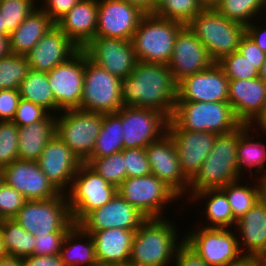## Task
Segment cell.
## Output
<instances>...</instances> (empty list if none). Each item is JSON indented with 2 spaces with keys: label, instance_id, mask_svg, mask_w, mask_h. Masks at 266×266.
Instances as JSON below:
<instances>
[{
  "label": "cell",
  "instance_id": "cell-1",
  "mask_svg": "<svg viewBox=\"0 0 266 266\" xmlns=\"http://www.w3.org/2000/svg\"><path fill=\"white\" fill-rule=\"evenodd\" d=\"M121 99L123 106L154 109L170 120L177 101V83L169 66L138 61L121 81Z\"/></svg>",
  "mask_w": 266,
  "mask_h": 266
},
{
  "label": "cell",
  "instance_id": "cell-2",
  "mask_svg": "<svg viewBox=\"0 0 266 266\" xmlns=\"http://www.w3.org/2000/svg\"><path fill=\"white\" fill-rule=\"evenodd\" d=\"M176 228L169 218H148L134 234L128 266H169L184 243Z\"/></svg>",
  "mask_w": 266,
  "mask_h": 266
},
{
  "label": "cell",
  "instance_id": "cell-3",
  "mask_svg": "<svg viewBox=\"0 0 266 266\" xmlns=\"http://www.w3.org/2000/svg\"><path fill=\"white\" fill-rule=\"evenodd\" d=\"M238 128L217 135L213 149L190 180L188 200L206 189H217L241 179L237 165Z\"/></svg>",
  "mask_w": 266,
  "mask_h": 266
},
{
  "label": "cell",
  "instance_id": "cell-4",
  "mask_svg": "<svg viewBox=\"0 0 266 266\" xmlns=\"http://www.w3.org/2000/svg\"><path fill=\"white\" fill-rule=\"evenodd\" d=\"M185 25L146 13L131 42L138 61L168 65L177 34Z\"/></svg>",
  "mask_w": 266,
  "mask_h": 266
},
{
  "label": "cell",
  "instance_id": "cell-5",
  "mask_svg": "<svg viewBox=\"0 0 266 266\" xmlns=\"http://www.w3.org/2000/svg\"><path fill=\"white\" fill-rule=\"evenodd\" d=\"M186 26L215 62L238 51L240 39L245 34L244 25L228 20L216 8H203Z\"/></svg>",
  "mask_w": 266,
  "mask_h": 266
},
{
  "label": "cell",
  "instance_id": "cell-6",
  "mask_svg": "<svg viewBox=\"0 0 266 266\" xmlns=\"http://www.w3.org/2000/svg\"><path fill=\"white\" fill-rule=\"evenodd\" d=\"M178 128L216 135L242 125L229 102H176L170 119Z\"/></svg>",
  "mask_w": 266,
  "mask_h": 266
},
{
  "label": "cell",
  "instance_id": "cell-7",
  "mask_svg": "<svg viewBox=\"0 0 266 266\" xmlns=\"http://www.w3.org/2000/svg\"><path fill=\"white\" fill-rule=\"evenodd\" d=\"M13 219L34 236L67 233L75 225L65 193L45 200H27Z\"/></svg>",
  "mask_w": 266,
  "mask_h": 266
},
{
  "label": "cell",
  "instance_id": "cell-8",
  "mask_svg": "<svg viewBox=\"0 0 266 266\" xmlns=\"http://www.w3.org/2000/svg\"><path fill=\"white\" fill-rule=\"evenodd\" d=\"M59 114L56 115L57 136L84 163L92 155L104 113L77 108Z\"/></svg>",
  "mask_w": 266,
  "mask_h": 266
},
{
  "label": "cell",
  "instance_id": "cell-9",
  "mask_svg": "<svg viewBox=\"0 0 266 266\" xmlns=\"http://www.w3.org/2000/svg\"><path fill=\"white\" fill-rule=\"evenodd\" d=\"M65 194L71 219L78 225L91 211L110 202L117 194V188L82 163Z\"/></svg>",
  "mask_w": 266,
  "mask_h": 266
},
{
  "label": "cell",
  "instance_id": "cell-10",
  "mask_svg": "<svg viewBox=\"0 0 266 266\" xmlns=\"http://www.w3.org/2000/svg\"><path fill=\"white\" fill-rule=\"evenodd\" d=\"M117 193L147 218H163L165 206L181 198L153 174L126 178ZM164 211V212H162Z\"/></svg>",
  "mask_w": 266,
  "mask_h": 266
},
{
  "label": "cell",
  "instance_id": "cell-11",
  "mask_svg": "<svg viewBox=\"0 0 266 266\" xmlns=\"http://www.w3.org/2000/svg\"><path fill=\"white\" fill-rule=\"evenodd\" d=\"M121 81L92 62L85 53L83 93L79 109L115 113L121 107Z\"/></svg>",
  "mask_w": 266,
  "mask_h": 266
},
{
  "label": "cell",
  "instance_id": "cell-12",
  "mask_svg": "<svg viewBox=\"0 0 266 266\" xmlns=\"http://www.w3.org/2000/svg\"><path fill=\"white\" fill-rule=\"evenodd\" d=\"M193 228L184 235V242L209 266H225L243 257L235 229Z\"/></svg>",
  "mask_w": 266,
  "mask_h": 266
},
{
  "label": "cell",
  "instance_id": "cell-13",
  "mask_svg": "<svg viewBox=\"0 0 266 266\" xmlns=\"http://www.w3.org/2000/svg\"><path fill=\"white\" fill-rule=\"evenodd\" d=\"M168 118L161 112L133 106L121 107L124 149L146 148L167 133Z\"/></svg>",
  "mask_w": 266,
  "mask_h": 266
},
{
  "label": "cell",
  "instance_id": "cell-14",
  "mask_svg": "<svg viewBox=\"0 0 266 266\" xmlns=\"http://www.w3.org/2000/svg\"><path fill=\"white\" fill-rule=\"evenodd\" d=\"M85 74V52L80 49L68 61L47 73L57 112L77 109L80 106Z\"/></svg>",
  "mask_w": 266,
  "mask_h": 266
},
{
  "label": "cell",
  "instance_id": "cell-15",
  "mask_svg": "<svg viewBox=\"0 0 266 266\" xmlns=\"http://www.w3.org/2000/svg\"><path fill=\"white\" fill-rule=\"evenodd\" d=\"M82 50L92 62L120 79L129 76L138 63L131 40L95 36Z\"/></svg>",
  "mask_w": 266,
  "mask_h": 266
},
{
  "label": "cell",
  "instance_id": "cell-16",
  "mask_svg": "<svg viewBox=\"0 0 266 266\" xmlns=\"http://www.w3.org/2000/svg\"><path fill=\"white\" fill-rule=\"evenodd\" d=\"M145 149L152 174L164 182L180 198L185 197L188 193L190 180L181 169L172 137L166 133Z\"/></svg>",
  "mask_w": 266,
  "mask_h": 266
},
{
  "label": "cell",
  "instance_id": "cell-17",
  "mask_svg": "<svg viewBox=\"0 0 266 266\" xmlns=\"http://www.w3.org/2000/svg\"><path fill=\"white\" fill-rule=\"evenodd\" d=\"M229 80L221 67L210 68L185 77L177 84L176 102H228Z\"/></svg>",
  "mask_w": 266,
  "mask_h": 266
},
{
  "label": "cell",
  "instance_id": "cell-18",
  "mask_svg": "<svg viewBox=\"0 0 266 266\" xmlns=\"http://www.w3.org/2000/svg\"><path fill=\"white\" fill-rule=\"evenodd\" d=\"M146 13L124 0H98L95 36L131 40Z\"/></svg>",
  "mask_w": 266,
  "mask_h": 266
},
{
  "label": "cell",
  "instance_id": "cell-19",
  "mask_svg": "<svg viewBox=\"0 0 266 266\" xmlns=\"http://www.w3.org/2000/svg\"><path fill=\"white\" fill-rule=\"evenodd\" d=\"M216 63L206 47L185 25L177 34L168 66L178 84L185 77L210 68Z\"/></svg>",
  "mask_w": 266,
  "mask_h": 266
},
{
  "label": "cell",
  "instance_id": "cell-20",
  "mask_svg": "<svg viewBox=\"0 0 266 266\" xmlns=\"http://www.w3.org/2000/svg\"><path fill=\"white\" fill-rule=\"evenodd\" d=\"M167 133L175 143L184 175L191 180L213 149L217 135L204 131L180 129L171 120H168Z\"/></svg>",
  "mask_w": 266,
  "mask_h": 266
},
{
  "label": "cell",
  "instance_id": "cell-21",
  "mask_svg": "<svg viewBox=\"0 0 266 266\" xmlns=\"http://www.w3.org/2000/svg\"><path fill=\"white\" fill-rule=\"evenodd\" d=\"M37 163L44 175L60 193L68 191L72 179L82 164L57 134L47 142Z\"/></svg>",
  "mask_w": 266,
  "mask_h": 266
},
{
  "label": "cell",
  "instance_id": "cell-22",
  "mask_svg": "<svg viewBox=\"0 0 266 266\" xmlns=\"http://www.w3.org/2000/svg\"><path fill=\"white\" fill-rule=\"evenodd\" d=\"M148 218L118 193L104 206L91 211L78 225L84 231L121 228L136 231Z\"/></svg>",
  "mask_w": 266,
  "mask_h": 266
},
{
  "label": "cell",
  "instance_id": "cell-23",
  "mask_svg": "<svg viewBox=\"0 0 266 266\" xmlns=\"http://www.w3.org/2000/svg\"><path fill=\"white\" fill-rule=\"evenodd\" d=\"M2 170L4 182L27 200H45L60 194L41 171L37 161L18 159Z\"/></svg>",
  "mask_w": 266,
  "mask_h": 266
},
{
  "label": "cell",
  "instance_id": "cell-24",
  "mask_svg": "<svg viewBox=\"0 0 266 266\" xmlns=\"http://www.w3.org/2000/svg\"><path fill=\"white\" fill-rule=\"evenodd\" d=\"M79 50L80 48L54 25L26 54V58L31 70L48 73L57 65L68 61Z\"/></svg>",
  "mask_w": 266,
  "mask_h": 266
},
{
  "label": "cell",
  "instance_id": "cell-25",
  "mask_svg": "<svg viewBox=\"0 0 266 266\" xmlns=\"http://www.w3.org/2000/svg\"><path fill=\"white\" fill-rule=\"evenodd\" d=\"M228 102L242 124H250L266 105V84L259 78L229 80Z\"/></svg>",
  "mask_w": 266,
  "mask_h": 266
},
{
  "label": "cell",
  "instance_id": "cell-26",
  "mask_svg": "<svg viewBox=\"0 0 266 266\" xmlns=\"http://www.w3.org/2000/svg\"><path fill=\"white\" fill-rule=\"evenodd\" d=\"M85 232L93 238L99 266H128L136 231L111 228Z\"/></svg>",
  "mask_w": 266,
  "mask_h": 266
},
{
  "label": "cell",
  "instance_id": "cell-27",
  "mask_svg": "<svg viewBox=\"0 0 266 266\" xmlns=\"http://www.w3.org/2000/svg\"><path fill=\"white\" fill-rule=\"evenodd\" d=\"M98 0H80L55 25L66 36L83 49L94 37L97 30Z\"/></svg>",
  "mask_w": 266,
  "mask_h": 266
},
{
  "label": "cell",
  "instance_id": "cell-28",
  "mask_svg": "<svg viewBox=\"0 0 266 266\" xmlns=\"http://www.w3.org/2000/svg\"><path fill=\"white\" fill-rule=\"evenodd\" d=\"M234 228L243 256L260 259L266 253V209L260 201L236 221Z\"/></svg>",
  "mask_w": 266,
  "mask_h": 266
},
{
  "label": "cell",
  "instance_id": "cell-29",
  "mask_svg": "<svg viewBox=\"0 0 266 266\" xmlns=\"http://www.w3.org/2000/svg\"><path fill=\"white\" fill-rule=\"evenodd\" d=\"M54 25L55 22L38 7L9 35L11 53L26 55Z\"/></svg>",
  "mask_w": 266,
  "mask_h": 266
},
{
  "label": "cell",
  "instance_id": "cell-30",
  "mask_svg": "<svg viewBox=\"0 0 266 266\" xmlns=\"http://www.w3.org/2000/svg\"><path fill=\"white\" fill-rule=\"evenodd\" d=\"M56 134V115L19 127V160L37 161L47 142Z\"/></svg>",
  "mask_w": 266,
  "mask_h": 266
},
{
  "label": "cell",
  "instance_id": "cell-31",
  "mask_svg": "<svg viewBox=\"0 0 266 266\" xmlns=\"http://www.w3.org/2000/svg\"><path fill=\"white\" fill-rule=\"evenodd\" d=\"M59 254L65 266H99L92 236L76 224L65 235Z\"/></svg>",
  "mask_w": 266,
  "mask_h": 266
},
{
  "label": "cell",
  "instance_id": "cell-32",
  "mask_svg": "<svg viewBox=\"0 0 266 266\" xmlns=\"http://www.w3.org/2000/svg\"><path fill=\"white\" fill-rule=\"evenodd\" d=\"M254 129L248 124H242L238 128V143H237V165L239 174L242 177L243 173L251 174L253 177L252 169H255L256 175H260L259 172H263L266 175V145L262 144L261 141L257 142L254 137ZM252 133V135H251ZM245 167V168H244ZM245 169V172H243ZM252 170V172H251Z\"/></svg>",
  "mask_w": 266,
  "mask_h": 266
},
{
  "label": "cell",
  "instance_id": "cell-33",
  "mask_svg": "<svg viewBox=\"0 0 266 266\" xmlns=\"http://www.w3.org/2000/svg\"><path fill=\"white\" fill-rule=\"evenodd\" d=\"M205 200V216L207 217L205 228H233L236 219L233 217L225 192L221 188L206 189L195 193L190 200ZM210 223V224H209Z\"/></svg>",
  "mask_w": 266,
  "mask_h": 266
},
{
  "label": "cell",
  "instance_id": "cell-34",
  "mask_svg": "<svg viewBox=\"0 0 266 266\" xmlns=\"http://www.w3.org/2000/svg\"><path fill=\"white\" fill-rule=\"evenodd\" d=\"M124 149V130L121 121V108L115 113L103 114V124L89 158L109 156Z\"/></svg>",
  "mask_w": 266,
  "mask_h": 266
},
{
  "label": "cell",
  "instance_id": "cell-35",
  "mask_svg": "<svg viewBox=\"0 0 266 266\" xmlns=\"http://www.w3.org/2000/svg\"><path fill=\"white\" fill-rule=\"evenodd\" d=\"M20 97L57 114V102L54 98L46 72L29 70L19 87ZM52 111V112H51ZM56 114H55V113Z\"/></svg>",
  "mask_w": 266,
  "mask_h": 266
},
{
  "label": "cell",
  "instance_id": "cell-36",
  "mask_svg": "<svg viewBox=\"0 0 266 266\" xmlns=\"http://www.w3.org/2000/svg\"><path fill=\"white\" fill-rule=\"evenodd\" d=\"M0 231L8 255L20 258L33 255L35 236L14 219H3Z\"/></svg>",
  "mask_w": 266,
  "mask_h": 266
},
{
  "label": "cell",
  "instance_id": "cell-37",
  "mask_svg": "<svg viewBox=\"0 0 266 266\" xmlns=\"http://www.w3.org/2000/svg\"><path fill=\"white\" fill-rule=\"evenodd\" d=\"M242 179L234 181L232 183L223 186L221 189L225 192L227 200L229 202L233 217L238 220L245 215L258 201V183L255 182L252 186L245 183V186L241 184Z\"/></svg>",
  "mask_w": 266,
  "mask_h": 266
},
{
  "label": "cell",
  "instance_id": "cell-38",
  "mask_svg": "<svg viewBox=\"0 0 266 266\" xmlns=\"http://www.w3.org/2000/svg\"><path fill=\"white\" fill-rule=\"evenodd\" d=\"M265 4L266 0H221L215 8L228 20L246 27L257 17V21L261 19L258 15L263 14Z\"/></svg>",
  "mask_w": 266,
  "mask_h": 266
},
{
  "label": "cell",
  "instance_id": "cell-39",
  "mask_svg": "<svg viewBox=\"0 0 266 266\" xmlns=\"http://www.w3.org/2000/svg\"><path fill=\"white\" fill-rule=\"evenodd\" d=\"M202 9L198 0H157L153 14L186 25Z\"/></svg>",
  "mask_w": 266,
  "mask_h": 266
},
{
  "label": "cell",
  "instance_id": "cell-40",
  "mask_svg": "<svg viewBox=\"0 0 266 266\" xmlns=\"http://www.w3.org/2000/svg\"><path fill=\"white\" fill-rule=\"evenodd\" d=\"M30 70L26 55L10 53L0 58V90H19L21 82Z\"/></svg>",
  "mask_w": 266,
  "mask_h": 266
},
{
  "label": "cell",
  "instance_id": "cell-41",
  "mask_svg": "<svg viewBox=\"0 0 266 266\" xmlns=\"http://www.w3.org/2000/svg\"><path fill=\"white\" fill-rule=\"evenodd\" d=\"M84 163L116 188L127 178L122 151L101 158H88Z\"/></svg>",
  "mask_w": 266,
  "mask_h": 266
},
{
  "label": "cell",
  "instance_id": "cell-42",
  "mask_svg": "<svg viewBox=\"0 0 266 266\" xmlns=\"http://www.w3.org/2000/svg\"><path fill=\"white\" fill-rule=\"evenodd\" d=\"M35 2L36 0H0L4 30L9 35L39 7Z\"/></svg>",
  "mask_w": 266,
  "mask_h": 266
},
{
  "label": "cell",
  "instance_id": "cell-43",
  "mask_svg": "<svg viewBox=\"0 0 266 266\" xmlns=\"http://www.w3.org/2000/svg\"><path fill=\"white\" fill-rule=\"evenodd\" d=\"M216 63L228 80L253 79L259 76V70L239 51L222 57Z\"/></svg>",
  "mask_w": 266,
  "mask_h": 266
},
{
  "label": "cell",
  "instance_id": "cell-44",
  "mask_svg": "<svg viewBox=\"0 0 266 266\" xmlns=\"http://www.w3.org/2000/svg\"><path fill=\"white\" fill-rule=\"evenodd\" d=\"M19 127L13 121H0V168L18 160Z\"/></svg>",
  "mask_w": 266,
  "mask_h": 266
},
{
  "label": "cell",
  "instance_id": "cell-45",
  "mask_svg": "<svg viewBox=\"0 0 266 266\" xmlns=\"http://www.w3.org/2000/svg\"><path fill=\"white\" fill-rule=\"evenodd\" d=\"M122 152L127 178L152 174L145 148L123 149Z\"/></svg>",
  "mask_w": 266,
  "mask_h": 266
},
{
  "label": "cell",
  "instance_id": "cell-46",
  "mask_svg": "<svg viewBox=\"0 0 266 266\" xmlns=\"http://www.w3.org/2000/svg\"><path fill=\"white\" fill-rule=\"evenodd\" d=\"M27 199L5 182L0 186V216L13 219Z\"/></svg>",
  "mask_w": 266,
  "mask_h": 266
},
{
  "label": "cell",
  "instance_id": "cell-47",
  "mask_svg": "<svg viewBox=\"0 0 266 266\" xmlns=\"http://www.w3.org/2000/svg\"><path fill=\"white\" fill-rule=\"evenodd\" d=\"M49 115L50 113L43 107L20 99L13 122L18 127H23L38 121L45 120Z\"/></svg>",
  "mask_w": 266,
  "mask_h": 266
},
{
  "label": "cell",
  "instance_id": "cell-48",
  "mask_svg": "<svg viewBox=\"0 0 266 266\" xmlns=\"http://www.w3.org/2000/svg\"><path fill=\"white\" fill-rule=\"evenodd\" d=\"M67 233H48L35 236L33 255L47 256L59 254Z\"/></svg>",
  "mask_w": 266,
  "mask_h": 266
},
{
  "label": "cell",
  "instance_id": "cell-49",
  "mask_svg": "<svg viewBox=\"0 0 266 266\" xmlns=\"http://www.w3.org/2000/svg\"><path fill=\"white\" fill-rule=\"evenodd\" d=\"M20 99L19 90H0V121H13Z\"/></svg>",
  "mask_w": 266,
  "mask_h": 266
},
{
  "label": "cell",
  "instance_id": "cell-50",
  "mask_svg": "<svg viewBox=\"0 0 266 266\" xmlns=\"http://www.w3.org/2000/svg\"><path fill=\"white\" fill-rule=\"evenodd\" d=\"M238 51L253 63L254 67L261 69L266 53L246 33L240 39Z\"/></svg>",
  "mask_w": 266,
  "mask_h": 266
},
{
  "label": "cell",
  "instance_id": "cell-51",
  "mask_svg": "<svg viewBox=\"0 0 266 266\" xmlns=\"http://www.w3.org/2000/svg\"><path fill=\"white\" fill-rule=\"evenodd\" d=\"M80 0H41V9L56 22L60 17L67 13Z\"/></svg>",
  "mask_w": 266,
  "mask_h": 266
},
{
  "label": "cell",
  "instance_id": "cell-52",
  "mask_svg": "<svg viewBox=\"0 0 266 266\" xmlns=\"http://www.w3.org/2000/svg\"><path fill=\"white\" fill-rule=\"evenodd\" d=\"M175 258L173 262L175 264H172L174 266H209L185 242L178 248Z\"/></svg>",
  "mask_w": 266,
  "mask_h": 266
},
{
  "label": "cell",
  "instance_id": "cell-53",
  "mask_svg": "<svg viewBox=\"0 0 266 266\" xmlns=\"http://www.w3.org/2000/svg\"><path fill=\"white\" fill-rule=\"evenodd\" d=\"M24 266H65L60 254L40 256V255H29L24 258Z\"/></svg>",
  "mask_w": 266,
  "mask_h": 266
},
{
  "label": "cell",
  "instance_id": "cell-54",
  "mask_svg": "<svg viewBox=\"0 0 266 266\" xmlns=\"http://www.w3.org/2000/svg\"><path fill=\"white\" fill-rule=\"evenodd\" d=\"M256 21L249 23L245 27V33L266 53V26L255 25Z\"/></svg>",
  "mask_w": 266,
  "mask_h": 266
},
{
  "label": "cell",
  "instance_id": "cell-55",
  "mask_svg": "<svg viewBox=\"0 0 266 266\" xmlns=\"http://www.w3.org/2000/svg\"><path fill=\"white\" fill-rule=\"evenodd\" d=\"M249 125L251 126V128L254 129L255 133L260 128L261 131H263L262 133H265L266 135V105L264 106L263 110L255 117V119ZM254 126H257V127H254ZM256 128H258V130Z\"/></svg>",
  "mask_w": 266,
  "mask_h": 266
},
{
  "label": "cell",
  "instance_id": "cell-56",
  "mask_svg": "<svg viewBox=\"0 0 266 266\" xmlns=\"http://www.w3.org/2000/svg\"><path fill=\"white\" fill-rule=\"evenodd\" d=\"M127 3L138 6L145 13H153L157 0H124Z\"/></svg>",
  "mask_w": 266,
  "mask_h": 266
},
{
  "label": "cell",
  "instance_id": "cell-57",
  "mask_svg": "<svg viewBox=\"0 0 266 266\" xmlns=\"http://www.w3.org/2000/svg\"><path fill=\"white\" fill-rule=\"evenodd\" d=\"M225 266H260V259L252 256H243L238 261Z\"/></svg>",
  "mask_w": 266,
  "mask_h": 266
},
{
  "label": "cell",
  "instance_id": "cell-58",
  "mask_svg": "<svg viewBox=\"0 0 266 266\" xmlns=\"http://www.w3.org/2000/svg\"><path fill=\"white\" fill-rule=\"evenodd\" d=\"M11 53L8 33H0V58Z\"/></svg>",
  "mask_w": 266,
  "mask_h": 266
},
{
  "label": "cell",
  "instance_id": "cell-59",
  "mask_svg": "<svg viewBox=\"0 0 266 266\" xmlns=\"http://www.w3.org/2000/svg\"><path fill=\"white\" fill-rule=\"evenodd\" d=\"M258 182V192L259 201L266 209V175H261L257 180Z\"/></svg>",
  "mask_w": 266,
  "mask_h": 266
},
{
  "label": "cell",
  "instance_id": "cell-60",
  "mask_svg": "<svg viewBox=\"0 0 266 266\" xmlns=\"http://www.w3.org/2000/svg\"><path fill=\"white\" fill-rule=\"evenodd\" d=\"M0 266H24L20 257L7 255L0 259Z\"/></svg>",
  "mask_w": 266,
  "mask_h": 266
},
{
  "label": "cell",
  "instance_id": "cell-61",
  "mask_svg": "<svg viewBox=\"0 0 266 266\" xmlns=\"http://www.w3.org/2000/svg\"><path fill=\"white\" fill-rule=\"evenodd\" d=\"M221 0H198L203 8H215Z\"/></svg>",
  "mask_w": 266,
  "mask_h": 266
},
{
  "label": "cell",
  "instance_id": "cell-62",
  "mask_svg": "<svg viewBox=\"0 0 266 266\" xmlns=\"http://www.w3.org/2000/svg\"><path fill=\"white\" fill-rule=\"evenodd\" d=\"M258 77L266 84V58L262 64L261 69L259 70V76Z\"/></svg>",
  "mask_w": 266,
  "mask_h": 266
},
{
  "label": "cell",
  "instance_id": "cell-63",
  "mask_svg": "<svg viewBox=\"0 0 266 266\" xmlns=\"http://www.w3.org/2000/svg\"><path fill=\"white\" fill-rule=\"evenodd\" d=\"M7 252L5 250V247H4V243H3V238H2V234H1V231H0V259L7 256Z\"/></svg>",
  "mask_w": 266,
  "mask_h": 266
},
{
  "label": "cell",
  "instance_id": "cell-64",
  "mask_svg": "<svg viewBox=\"0 0 266 266\" xmlns=\"http://www.w3.org/2000/svg\"><path fill=\"white\" fill-rule=\"evenodd\" d=\"M0 33H7V32L4 30V25H3V20H2L1 13H0Z\"/></svg>",
  "mask_w": 266,
  "mask_h": 266
},
{
  "label": "cell",
  "instance_id": "cell-65",
  "mask_svg": "<svg viewBox=\"0 0 266 266\" xmlns=\"http://www.w3.org/2000/svg\"><path fill=\"white\" fill-rule=\"evenodd\" d=\"M260 266H266V253L260 258Z\"/></svg>",
  "mask_w": 266,
  "mask_h": 266
},
{
  "label": "cell",
  "instance_id": "cell-66",
  "mask_svg": "<svg viewBox=\"0 0 266 266\" xmlns=\"http://www.w3.org/2000/svg\"><path fill=\"white\" fill-rule=\"evenodd\" d=\"M4 183V173L3 170L0 168V186Z\"/></svg>",
  "mask_w": 266,
  "mask_h": 266
},
{
  "label": "cell",
  "instance_id": "cell-67",
  "mask_svg": "<svg viewBox=\"0 0 266 266\" xmlns=\"http://www.w3.org/2000/svg\"><path fill=\"white\" fill-rule=\"evenodd\" d=\"M263 12L266 13V4H265V6H264V10H263ZM263 16L265 17V20H264L265 22H263V23H266V14L263 15Z\"/></svg>",
  "mask_w": 266,
  "mask_h": 266
},
{
  "label": "cell",
  "instance_id": "cell-68",
  "mask_svg": "<svg viewBox=\"0 0 266 266\" xmlns=\"http://www.w3.org/2000/svg\"><path fill=\"white\" fill-rule=\"evenodd\" d=\"M3 218L0 216V226L2 224Z\"/></svg>",
  "mask_w": 266,
  "mask_h": 266
}]
</instances>
